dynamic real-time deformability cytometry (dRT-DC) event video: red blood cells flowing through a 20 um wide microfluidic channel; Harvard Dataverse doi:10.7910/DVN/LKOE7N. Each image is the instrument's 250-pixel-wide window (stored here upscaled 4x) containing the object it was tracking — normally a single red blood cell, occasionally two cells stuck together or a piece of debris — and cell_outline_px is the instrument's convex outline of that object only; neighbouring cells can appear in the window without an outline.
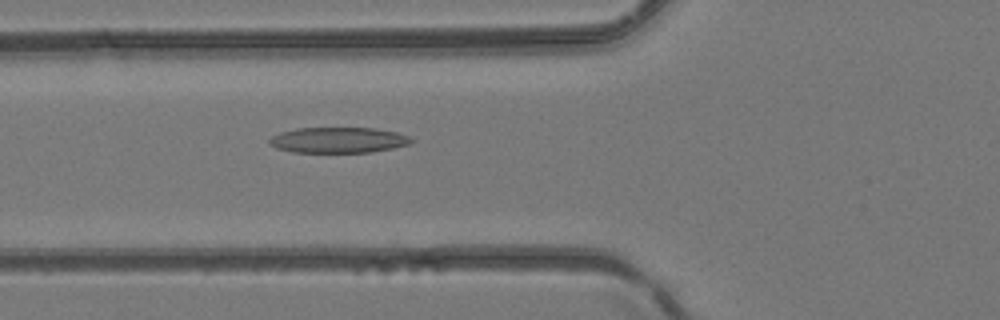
{"species": "common noctule bat (a hibernating species)", "species_latin": "Nyctalus noctula", "temperature_condition": "room temperature", "stored_images_in_passage": 12, "camera_frame_rate_fps": 3000, "um_per_image_px": 0.085, "animal": {"sex": "female", "body_mass_g": 24.6, "forearm_length_mm": 56.2}, "frame": {"image": 1, "passage_image": 3, "time_ms": 0.667, "image_size_px": [1000, 320], "cell_outline_px": [[416, 140], [408, 144], [392, 148], [372, 152], [292, 152], [276, 148], [268, 144], [268, 140], [272, 136], [280, 132], [296, 128], [376, 128], [396, 132], [408, 136]], "centroid_in_image_um": [28.73, 11.9], "position_along_channel_um": 97.1, "area_um2": 21.27}}
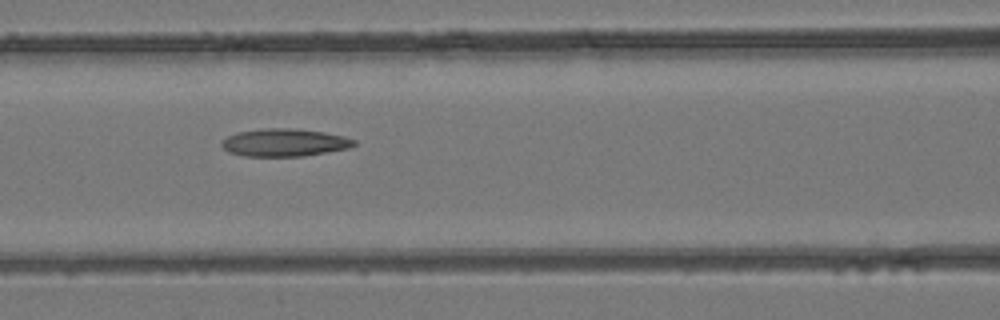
{"frame": {"image": 2, "passage_image": 6, "time_ms": 1.667, "image_size_px": [1000, 320], "cell_outline_px": [[356, 144], [348, 148], [304, 156], [244, 156], [228, 152], [220, 144], [220, 140], [236, 132], [264, 128], [296, 128], [324, 132], [344, 136], [356, 140]], "centroid_in_image_um": [24.15, 12.11], "position_along_channel_um": 142.5, "area_um2": 21.5}}